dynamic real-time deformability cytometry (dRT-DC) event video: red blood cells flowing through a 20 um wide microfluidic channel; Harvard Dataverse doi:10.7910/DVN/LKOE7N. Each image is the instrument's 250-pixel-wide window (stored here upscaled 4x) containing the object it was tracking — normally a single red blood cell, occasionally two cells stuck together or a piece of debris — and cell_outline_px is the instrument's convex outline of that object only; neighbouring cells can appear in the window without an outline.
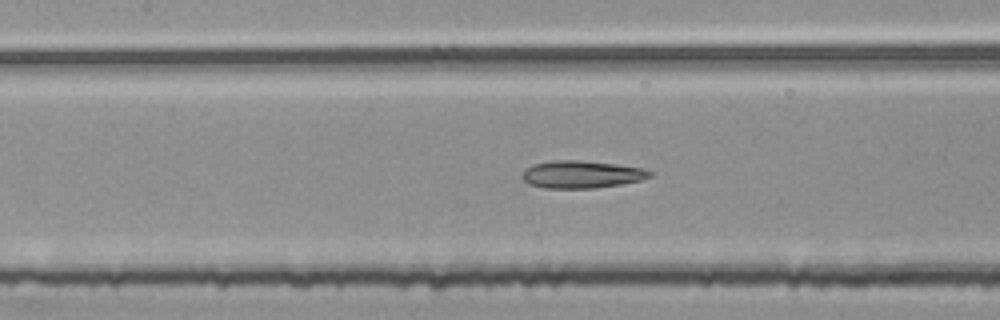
{"species": "common noctule bat (a hibernating species)", "species_latin": "Nyctalus noctula", "temperature_condition": "room temperature", "stored_images_in_passage": 36, "camera_frame_rate_fps": 3000, "um_per_image_px": 0.085, "animal": {"sex": "female", "body_mass_g": 25.1}, "frame": {"image": 1, "passage_image": 17, "time_ms": 5.333, "image_size_px": [1000, 320], "cell_outline_px": [[656, 172], [652, 176], [640, 180], [620, 184], [592, 188], [544, 188], [528, 184], [520, 176], [524, 168], [532, 164], [552, 160], [580, 160], [644, 168]], "centroid_in_image_um": [49.4, 14.82], "position_along_channel_um": 158.0, "area_um2": 20.58}}
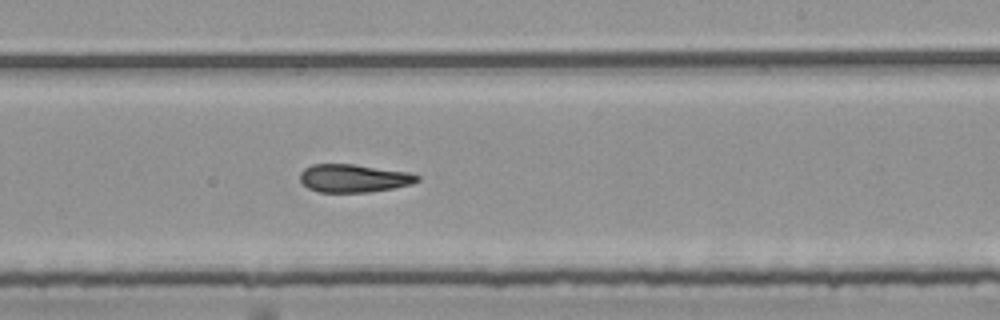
{"frame": {"image": 2, "passage_image": 25, "time_ms": 8.0, "image_size_px": [1000, 320], "cell_outline_px": [[420, 180], [412, 184], [392, 188], [368, 192], [320, 192], [308, 188], [300, 180], [300, 172], [304, 168], [312, 164], [352, 164], [408, 172], [420, 176]], "centroid_in_image_um": [30.06, 15.15], "position_along_channel_um": 258.9, "area_um2": 19.07}}
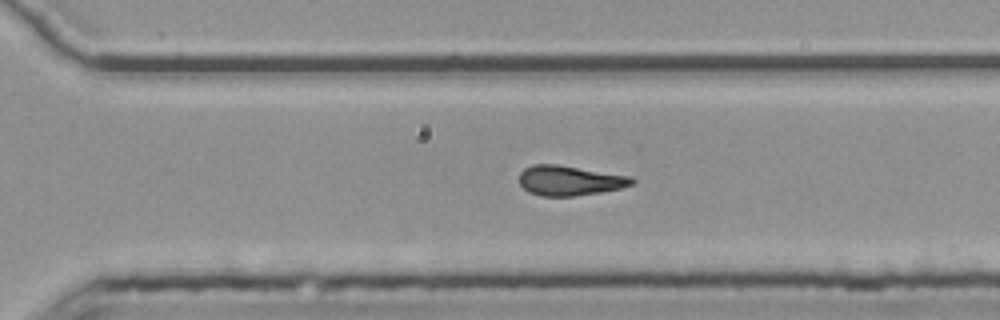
{"frame": {"image": 3, "passage_image": 30, "time_ms": 9.667, "image_size_px": [1000, 320], "cell_outline_px": [[636, 180], [632, 184], [620, 188], [600, 192], [572, 196], [540, 196], [528, 192], [520, 184], [520, 172], [524, 168], [532, 164], [556, 164], [632, 176]], "centroid_in_image_um": [48.41, 15.34], "position_along_channel_um": 322.2, "area_um2": 19.65}, "authors_computed_cell_mechanics": {"area_um2": 19.9988, "velocity_mm_per_s": 3.8012, "shape_relaxation_time_tau1_ms": null, "shape_relaxation_time_tau2_ms": 3.6297, "deformation_change_tau1": null, "deformation_change_tau2": 0.1343}}